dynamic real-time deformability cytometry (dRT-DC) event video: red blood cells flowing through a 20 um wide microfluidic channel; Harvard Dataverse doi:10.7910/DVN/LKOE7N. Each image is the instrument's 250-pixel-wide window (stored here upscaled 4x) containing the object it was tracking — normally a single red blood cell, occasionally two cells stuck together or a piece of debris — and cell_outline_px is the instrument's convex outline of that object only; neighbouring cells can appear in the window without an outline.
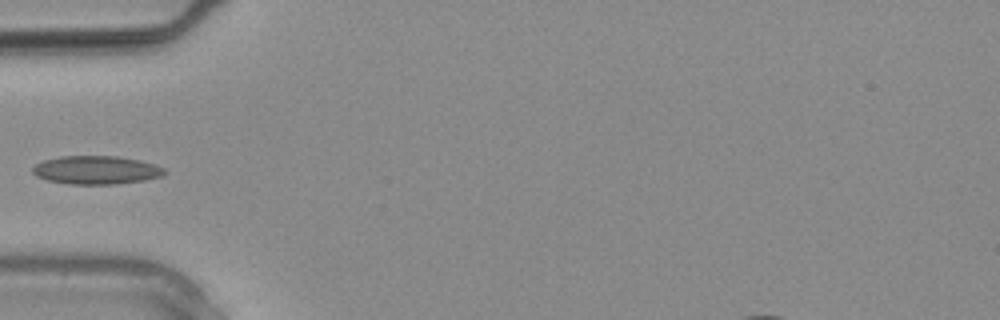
{"species": "common noctule bat (a hibernating species)", "species_latin": "Nyctalus noctula", "temperature_condition": "warm", "stored_images_in_passage": 10, "camera_frame_rate_fps": 3000, "um_per_image_px": 0.085, "animal": {"sex": "male", "body_mass_g": 20.4}, "frame": {"image": 1, "passage_image": 4, "time_ms": 1.0, "image_size_px": [1000, 320], "cell_outline_px": [[168, 172], [164, 176], [144, 180], [116, 184], [68, 184], [48, 180], [36, 176], [32, 172], [32, 168], [36, 164], [44, 160], [60, 156], [116, 156], [140, 160], [164, 168]], "centroid_in_image_um": [8.19, 14.45], "position_along_channel_um": 76.8, "area_um2": 21.85}}